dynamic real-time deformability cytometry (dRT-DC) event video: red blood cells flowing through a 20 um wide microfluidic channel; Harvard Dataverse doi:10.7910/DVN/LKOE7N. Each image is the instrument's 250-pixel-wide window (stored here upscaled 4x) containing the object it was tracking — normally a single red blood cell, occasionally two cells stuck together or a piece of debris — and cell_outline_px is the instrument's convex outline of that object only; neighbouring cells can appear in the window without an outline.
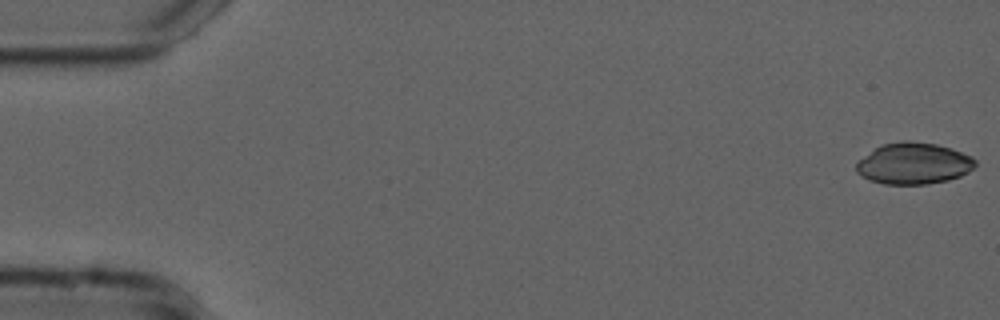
{"species": "common noctule bat (a hibernating species)", "species_latin": "Nyctalus noctula", "temperature_condition": "cold", "stored_images_in_passage": 54, "camera_frame_rate_fps": 3000, "um_per_image_px": 0.085, "animal": {"sex": "male", "forearm_length_mm": 52.5}, "frame": {"image": 1, "passage_image": 1, "time_ms": 0.0, "image_size_px": [1000, 320], "cell_outline_px": [[976, 164], [968, 172], [960, 176], [948, 180], [928, 184], [884, 184], [868, 180], [860, 176], [856, 172], [856, 164], [864, 156], [880, 144], [904, 140], [908, 140], [936, 144], [952, 148], [972, 156], [976, 160]], "centroid_in_image_um": [77.65, 13.89], "position_along_channel_um": 7.3, "area_um2": 28.96}}
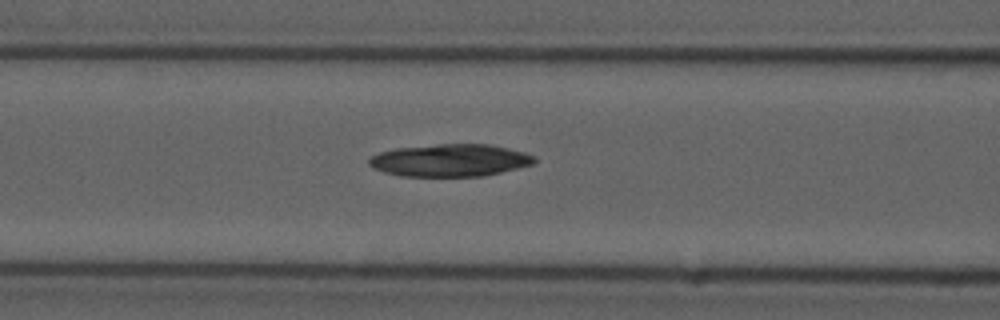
{"frame": {"image": 2, "passage_image": 22, "time_ms": 7.0, "image_size_px": [1000, 320], "cell_outline_px": [[536, 160], [532, 164], [484, 176], [400, 176], [384, 172], [372, 168], [368, 164], [368, 160], [372, 156], [380, 152], [396, 148], [440, 144], [488, 144], [508, 148], [524, 152], [536, 156]], "centroid_in_image_um": [38.23, 13.62], "position_along_channel_um": 128.4, "area_um2": 31.15}}
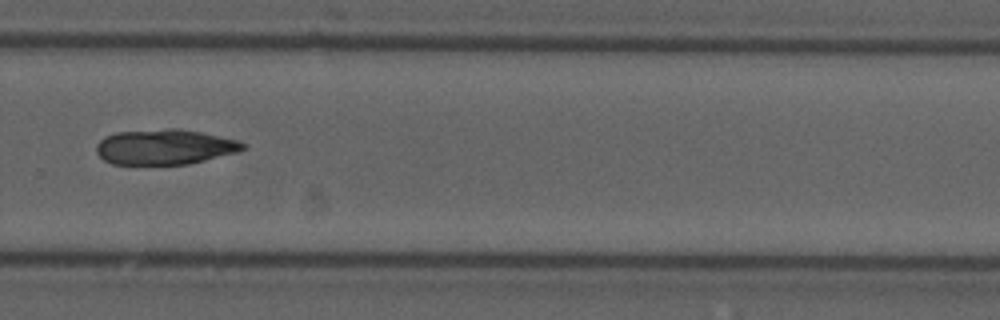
{"frame": {"image": 3, "passage_image": 37, "time_ms": 12.0, "image_size_px": [1000, 320], "cell_outline_px": [[248, 148], [240, 152], [188, 164], [112, 164], [104, 160], [96, 152], [96, 144], [104, 136], [116, 132], [168, 128], [180, 128], [200, 132], [236, 140], [248, 144]], "centroid_in_image_um": [14.02, 12.48], "position_along_channel_um": 315.8, "area_um2": 30.35}}